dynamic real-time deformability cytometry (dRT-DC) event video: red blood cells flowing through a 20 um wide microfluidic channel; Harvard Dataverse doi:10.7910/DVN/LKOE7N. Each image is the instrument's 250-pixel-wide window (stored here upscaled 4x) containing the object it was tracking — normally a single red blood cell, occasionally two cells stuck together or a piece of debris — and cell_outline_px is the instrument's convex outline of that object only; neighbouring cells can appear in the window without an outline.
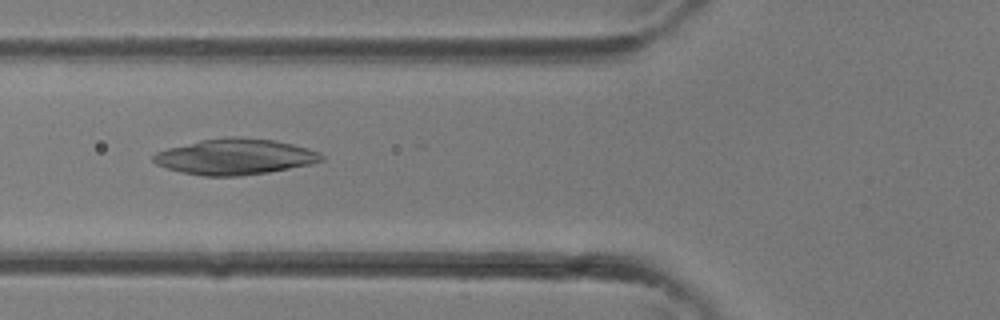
{"species": "common noctule bat (a hibernating species)", "species_latin": "Nyctalus noctula", "temperature_condition": "room temperature", "stored_images_in_passage": 25, "camera_frame_rate_fps": 3000, "um_per_image_px": 0.085, "animal": {"sex": "female"}, "frame": {"image": 1, "passage_image": 7, "time_ms": 2.0, "image_size_px": [1000, 320], "cell_outline_px": [[324, 160], [312, 164], [268, 172], [240, 176], [204, 176], [180, 172], [156, 164], [152, 160], [152, 156], [156, 152], [168, 148], [200, 140], [228, 136], [232, 136], [272, 140], [292, 144], [308, 148], [320, 152], [324, 156]], "centroid_in_image_um": [19.98, 13.32], "position_along_channel_um": 105.8, "area_um2": 35.08}}
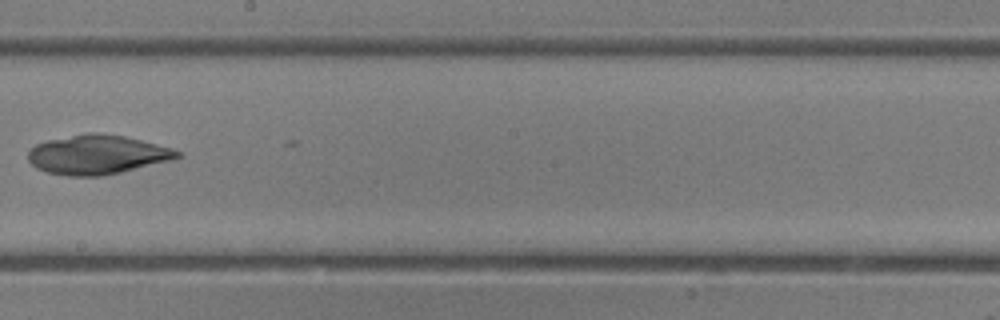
{"frame": {"image": 2, "passage_image": 14, "time_ms": 4.333, "image_size_px": [1000, 320], "cell_outline_px": [[184, 156], [172, 160], [120, 172], [100, 176], [68, 176], [48, 172], [36, 168], [28, 160], [28, 152], [36, 144], [48, 140], [88, 132], [96, 132], [124, 136], [172, 148], [180, 152]], "centroid_in_image_um": [8.27, 13.14], "position_along_channel_um": 239.9, "area_um2": 33.99}}
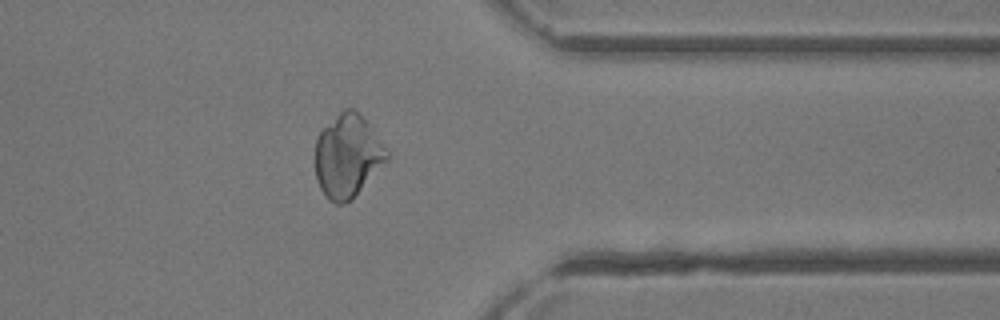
{"frame": {"image": 3, "passage_image": 22, "time_ms": 7.0, "image_size_px": [1000, 320], "cell_outline_px": [[388, 160], [352, 200], [340, 204], [336, 204], [328, 200], [320, 188], [316, 180], [312, 160], [316, 140], [320, 132], [344, 108], [352, 108], [368, 124], [388, 152]], "centroid_in_image_um": [29.49, 13.32], "position_along_channel_um": 381.9, "area_um2": 34.68}}